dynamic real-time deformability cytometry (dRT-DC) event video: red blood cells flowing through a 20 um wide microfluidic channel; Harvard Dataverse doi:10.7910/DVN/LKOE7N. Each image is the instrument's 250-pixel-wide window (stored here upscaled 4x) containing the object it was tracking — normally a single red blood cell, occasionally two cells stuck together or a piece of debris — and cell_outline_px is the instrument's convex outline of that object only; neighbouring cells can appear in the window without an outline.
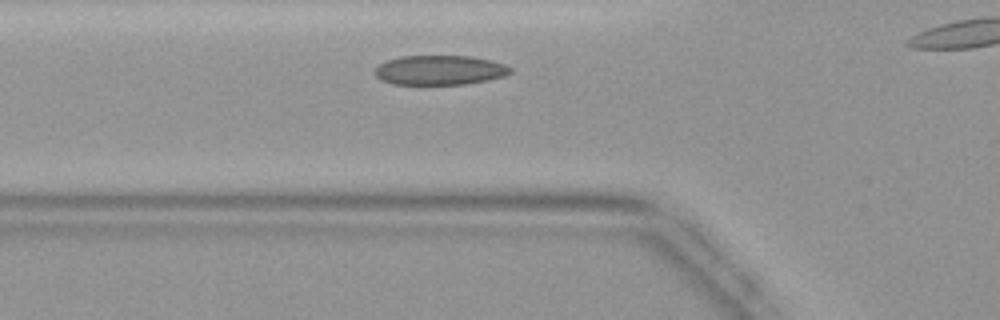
{"species": "common noctule bat (a hibernating species)", "species_latin": "Nyctalus noctula", "temperature_condition": "warm", "stored_images_in_passage": 15, "camera_frame_rate_fps": 3000, "um_per_image_px": 0.085, "animal": {"sex": "female", "body_mass_g": 19.9}, "frame": {"image": 1, "passage_image": 5, "time_ms": 1.333, "image_size_px": [1000, 320], "cell_outline_px": [[512, 72], [504, 76], [488, 80], [464, 84], [392, 84], [380, 80], [372, 72], [380, 64], [388, 60], [400, 56], [472, 56], [492, 60], [504, 64], [512, 68]], "centroid_in_image_um": [37.37, 5.96], "position_along_channel_um": 88.4, "area_um2": 23.47}}